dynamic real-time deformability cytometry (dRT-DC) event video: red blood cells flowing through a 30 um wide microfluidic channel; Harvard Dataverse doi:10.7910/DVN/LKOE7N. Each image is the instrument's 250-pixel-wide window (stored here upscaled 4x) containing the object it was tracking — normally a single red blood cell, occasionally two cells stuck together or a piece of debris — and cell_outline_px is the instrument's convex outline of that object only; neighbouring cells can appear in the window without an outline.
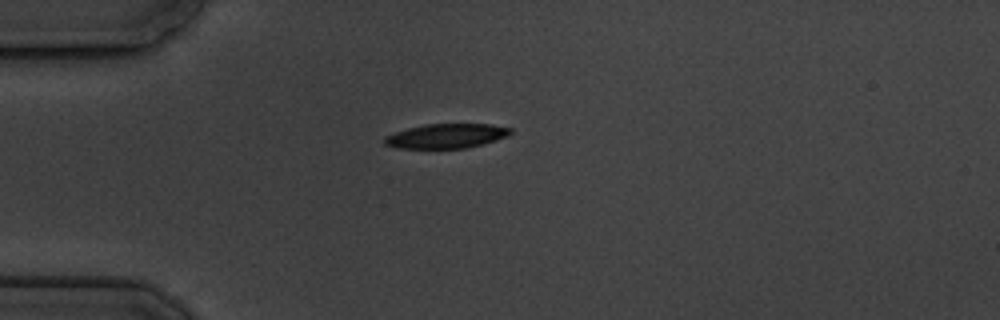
{"species": "common noctule bat (a hibernating species)", "species_latin": "Nyctalus noctula", "temperature_condition": "cold", "stored_images_in_passage": 7, "camera_frame_rate_fps": 3000, "um_per_image_px": 0.085, "animal": {"sex": "male", "body_mass_g": 19.5, "forearm_length_mm": 54.6}, "frame": {"image": 1, "passage_image": 1, "time_ms": 0.0, "image_size_px": [1000, 320], "cell_outline_px": [[512, 132], [508, 136], [496, 140], [464, 148], [396, 148], [384, 144], [384, 136], [408, 128], [424, 124], [492, 124], [512, 128]], "centroid_in_image_um": [37.94, 11.55], "position_along_channel_um": 47.1, "area_um2": 17.92}}
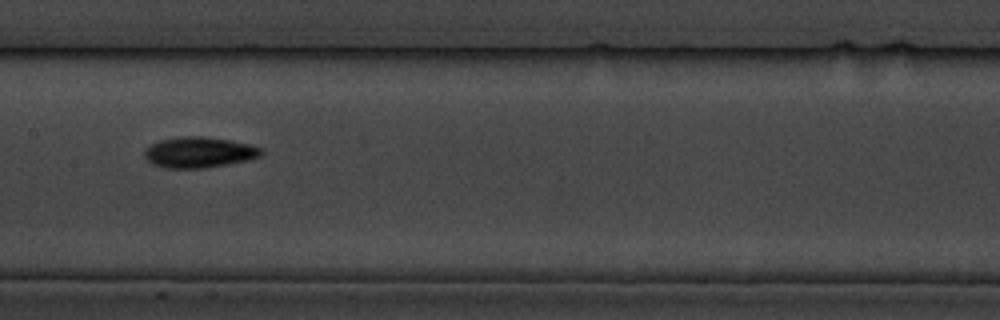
{"frame": {"image": 2, "passage_image": 5, "time_ms": 4.667, "image_size_px": [1000, 320], "cell_outline_px": [[264, 152], [260, 156], [248, 160], [204, 168], [164, 168], [152, 164], [144, 156], [144, 148], [160, 140], [180, 136], [204, 136], [252, 144], [260, 148]], "centroid_in_image_um": [16.9, 12.94], "position_along_channel_um": 190.5, "area_um2": 20.98}}
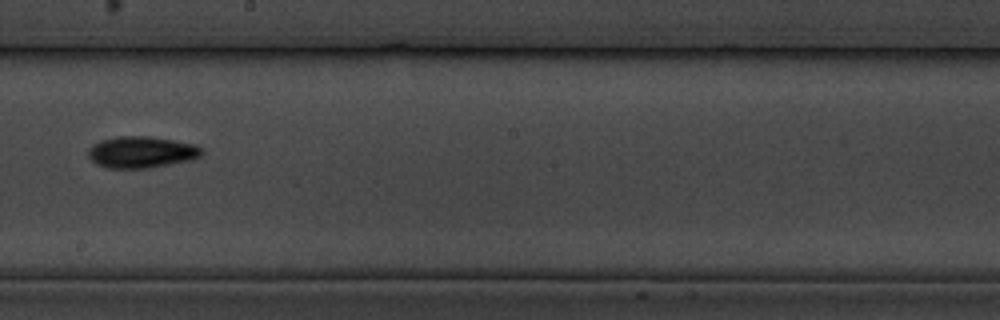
{"frame": {"image": 3, "passage_image": 6, "time_ms": 6.0, "image_size_px": [1000, 320], "cell_outline_px": [[204, 152], [200, 156], [192, 160], [152, 168], [108, 168], [96, 164], [88, 156], [88, 148], [104, 140], [116, 136], [148, 136], [196, 144], [204, 148]], "centroid_in_image_um": [12.08, 12.94], "position_along_channel_um": 236.1, "area_um2": 20.98}}